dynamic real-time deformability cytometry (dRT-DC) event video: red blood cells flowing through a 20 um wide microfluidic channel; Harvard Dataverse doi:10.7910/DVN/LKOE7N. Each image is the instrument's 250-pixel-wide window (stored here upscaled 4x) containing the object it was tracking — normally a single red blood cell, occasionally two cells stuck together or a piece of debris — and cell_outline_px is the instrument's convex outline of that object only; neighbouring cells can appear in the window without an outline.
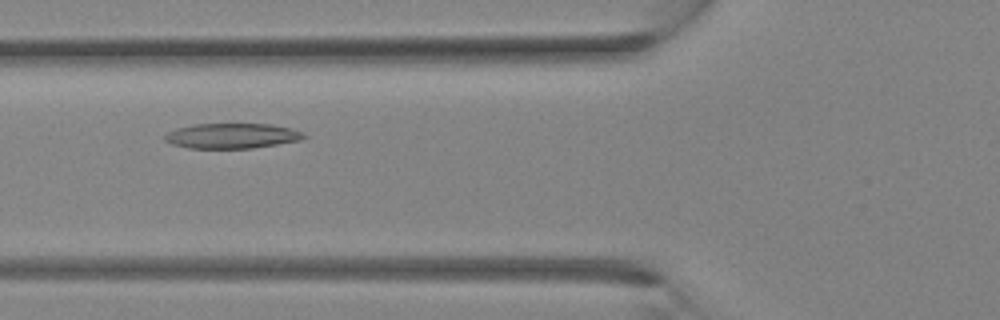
{"species": "Egyptian fruit bat (a non-hibernating species)", "species_latin": "Rousettus aegyptiacus", "temperature_condition": "room temperature", "stored_images_in_passage": 30, "camera_frame_rate_fps": 3000, "um_per_image_px": 0.085, "animal": {"sex": "female"}, "frame": {"image": 1, "passage_image": 10, "time_ms": 3.0, "image_size_px": [1000, 320], "cell_outline_px": [[308, 136], [300, 140], [252, 148], [188, 148], [172, 144], [164, 140], [164, 136], [168, 132], [176, 128], [192, 124], [272, 124], [292, 128], [304, 132]], "centroid_in_image_um": [19.73, 11.54], "position_along_channel_um": 106.1, "area_um2": 20.46}}
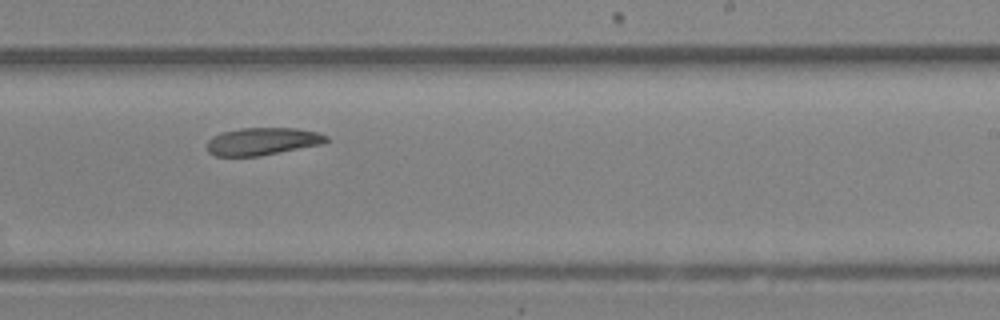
{"frame": {"image": 2, "passage_image": 18, "time_ms": 5.667, "image_size_px": [1000, 320], "cell_outline_px": [[328, 140], [324, 144], [260, 156], [216, 156], [208, 152], [208, 140], [212, 136], [220, 132], [240, 128], [296, 128], [316, 132], [328, 136]], "centroid_in_image_um": [22.31, 12.01], "position_along_channel_um": 266.7, "area_um2": 19.25}}
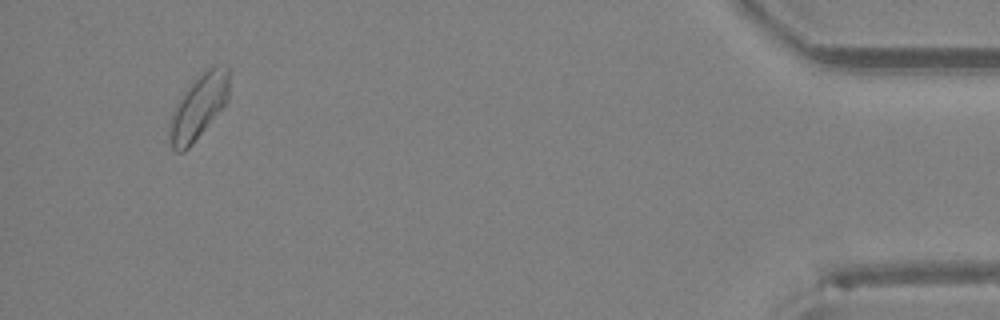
{"frame": {"image": 3, "passage_image": 29, "time_ms": 9.333, "image_size_px": [1000, 320], "cell_outline_px": [[232, 68], [228, 100], [192, 144], [184, 152], [176, 152], [172, 148], [168, 140], [168, 124], [172, 112], [180, 96], [192, 80], [204, 68], [212, 64], [228, 64]], "centroid_in_image_um": [16.9, 8.97], "position_along_channel_um": 418.3, "area_um2": 23.41}}